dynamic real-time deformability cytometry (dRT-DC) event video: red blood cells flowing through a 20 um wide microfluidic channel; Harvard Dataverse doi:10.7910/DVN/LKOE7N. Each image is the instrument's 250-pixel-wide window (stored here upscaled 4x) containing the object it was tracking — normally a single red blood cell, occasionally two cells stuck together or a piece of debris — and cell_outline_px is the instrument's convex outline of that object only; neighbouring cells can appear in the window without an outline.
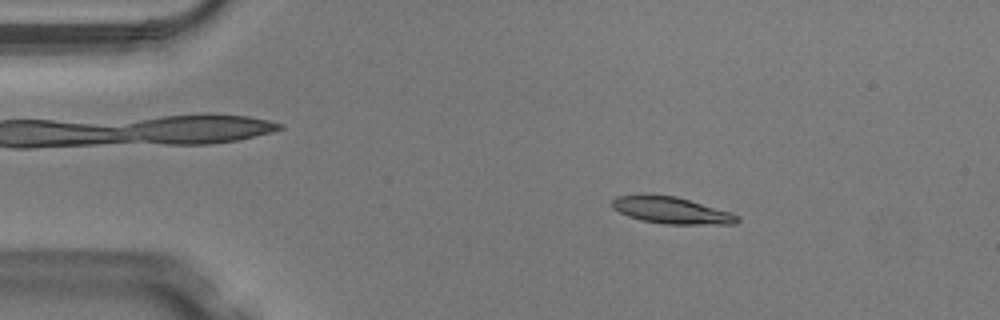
{"species": "Egyptian fruit bat (a non-hibernating species)", "species_latin": "Rousettus aegyptiacus", "temperature_condition": "warm", "stored_images_in_passage": 49, "camera_frame_rate_fps": 3000, "um_per_image_px": 0.085, "animal": {"sex": "male"}, "frame": {"image": 1, "passage_image": 8, "time_ms": 2.333, "image_size_px": [1000, 320], "cell_outline_px": [[740, 220], [736, 224], [664, 224], [644, 220], [628, 216], [612, 208], [612, 200], [616, 196], [676, 196], [732, 212], [740, 216]], "centroid_in_image_um": [57.15, 17.9], "position_along_channel_um": 27.8, "area_um2": 19.13}}
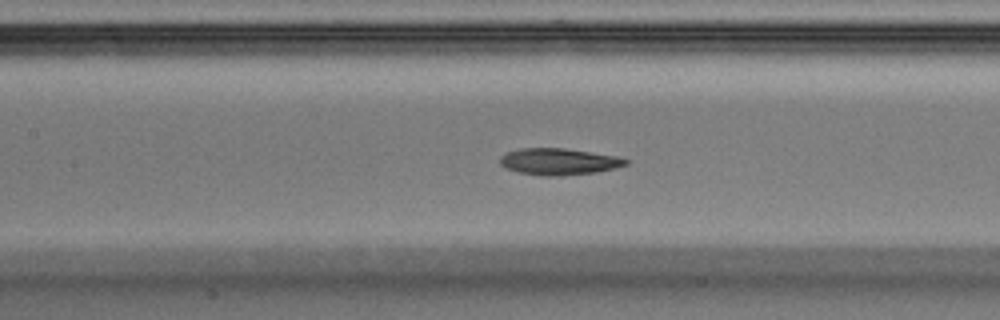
{"frame": {"image": 2, "passage_image": 22, "time_ms": 7.0, "image_size_px": [1000, 320], "cell_outline_px": [[628, 164], [616, 168], [596, 172], [556, 176], [544, 176], [520, 172], [508, 168], [500, 164], [500, 156], [508, 152], [520, 148], [564, 148], [620, 156], [628, 160]], "centroid_in_image_um": [47.54, 13.73], "position_along_channel_um": 159.9, "area_um2": 19.42}}
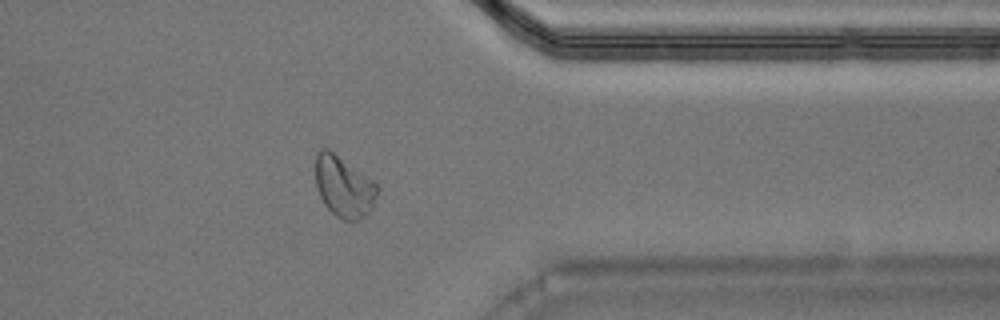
{"frame": {"image": 3, "passage_image": 39, "time_ms": 12.667, "image_size_px": [1000, 320], "cell_outline_px": [[376, 196], [372, 208], [364, 216], [356, 220], [344, 220], [336, 216], [324, 204], [316, 188], [316, 152], [320, 148], [328, 148], [372, 180], [376, 184]], "centroid_in_image_um": [29.18, 15.85], "position_along_channel_um": 382.2, "area_um2": 21.62}, "authors_computed_cell_mechanics": {"area_um2": 19.5942, "velocity_mm_per_s": 4.0928, "shape_relaxation_time_tau1_ms": 4.6301, "shape_relaxation_time_tau2_ms": 3.3409, "deformation_change_tau1": 0.1772, "deformation_change_tau2": 0.0974}}